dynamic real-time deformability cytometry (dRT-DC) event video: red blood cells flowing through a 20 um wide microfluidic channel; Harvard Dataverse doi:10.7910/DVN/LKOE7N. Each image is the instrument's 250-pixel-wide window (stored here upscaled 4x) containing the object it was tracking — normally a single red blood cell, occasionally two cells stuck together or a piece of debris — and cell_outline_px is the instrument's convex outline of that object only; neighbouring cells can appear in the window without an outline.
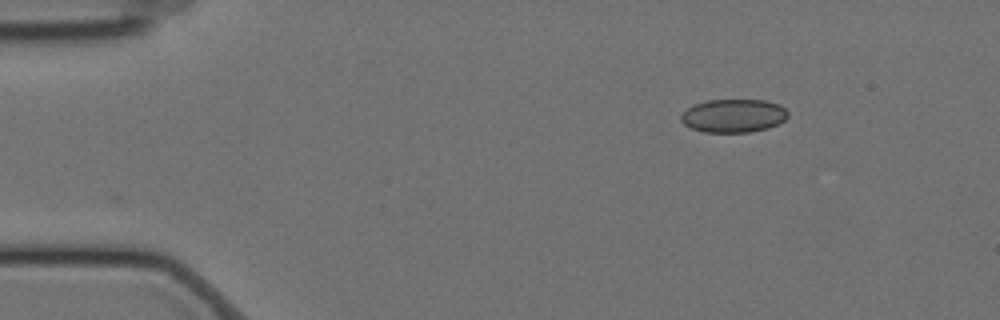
{"species": "Egyptian fruit bat (a non-hibernating species)", "species_latin": "Rousettus aegyptiacus", "temperature_condition": "cold", "stored_images_in_passage": 52, "camera_frame_rate_fps": 3000, "um_per_image_px": 0.085, "animal": {"sex": "female"}, "frame": {"image": 1, "passage_image": 1, "time_ms": 0.0, "image_size_px": [1000, 320], "cell_outline_px": [[788, 116], [784, 120], [768, 128], [752, 132], [704, 132], [692, 128], [684, 124], [680, 120], [680, 116], [688, 108], [696, 104], [708, 100], [764, 100], [780, 104], [788, 112]], "centroid_in_image_um": [62.36, 9.84], "position_along_channel_um": 22.6, "area_um2": 20.69}}
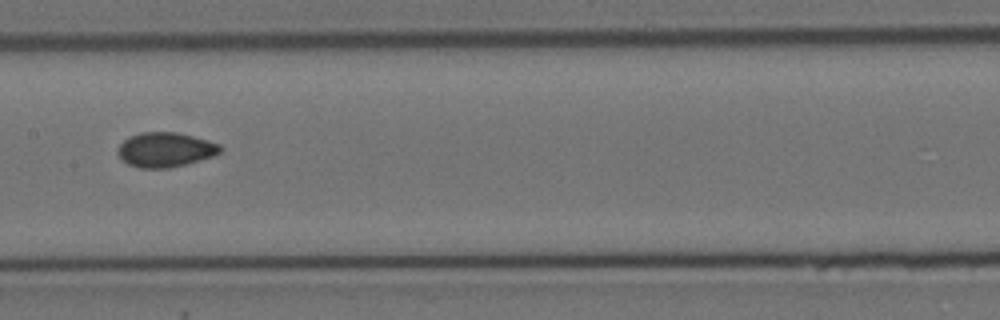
{"frame": {"image": 2, "passage_image": 22, "time_ms": 7.0, "image_size_px": [1000, 320], "cell_outline_px": [[224, 148], [220, 152], [212, 156], [184, 164], [168, 168], [140, 168], [128, 164], [116, 152], [120, 144], [128, 136], [140, 132], [180, 132], [208, 140], [220, 144]], "centroid_in_image_um": [14.05, 12.7], "position_along_channel_um": 193.3, "area_um2": 20.69}}
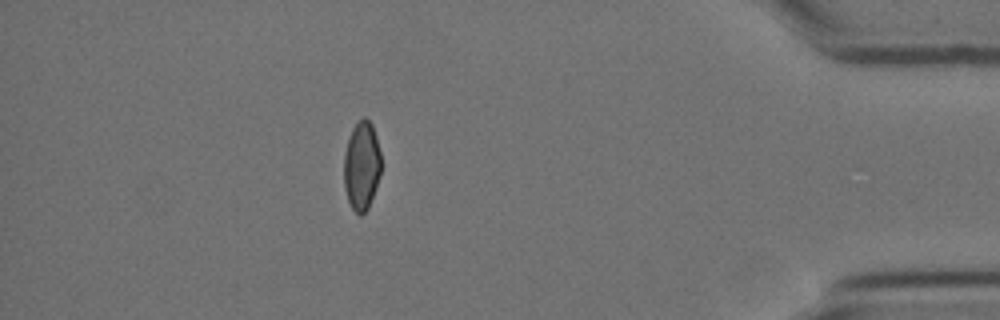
{"frame": {"image": 3, "passage_image": 44, "time_ms": 14.333, "image_size_px": [1000, 320], "cell_outline_px": [[380, 172], [368, 208], [360, 216], [352, 208], [348, 200], [344, 188], [344, 152], [348, 136], [352, 128], [364, 116], [372, 124], [376, 136], [380, 152]], "centroid_in_image_um": [30.71, 14.06], "position_along_channel_um": 404.5, "area_um2": 19.07}}